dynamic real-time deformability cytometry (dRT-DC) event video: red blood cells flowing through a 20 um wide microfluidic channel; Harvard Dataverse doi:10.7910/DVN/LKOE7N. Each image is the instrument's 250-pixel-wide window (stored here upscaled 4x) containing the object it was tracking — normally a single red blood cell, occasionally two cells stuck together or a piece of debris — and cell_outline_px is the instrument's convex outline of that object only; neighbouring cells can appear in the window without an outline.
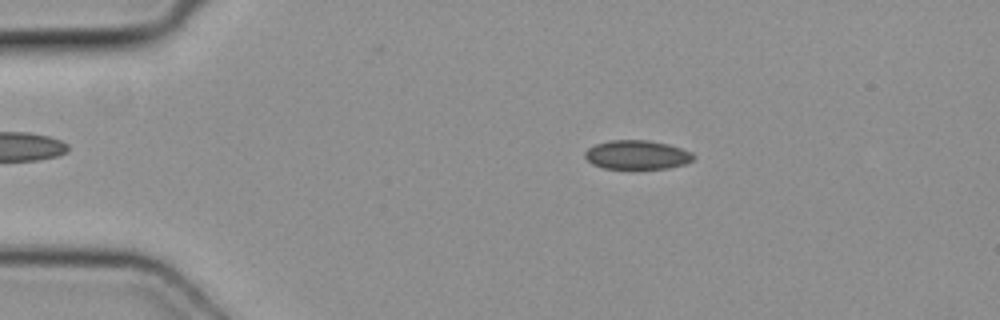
{"species": "common noctule bat (a hibernating species)", "species_latin": "Nyctalus noctula", "temperature_condition": "cold", "stored_images_in_passage": 47, "camera_frame_rate_fps": 3000, "um_per_image_px": 0.085, "animal": {"sex": "female", "body_mass_g": 19.3, "forearm_length_mm": 54.1}, "frame": {"image": 1, "passage_image": 7, "time_ms": 2.0, "image_size_px": [1000, 320], "cell_outline_px": [[696, 156], [692, 160], [684, 164], [668, 168], [604, 168], [592, 164], [584, 156], [584, 152], [588, 148], [596, 144], [612, 140], [648, 140], [668, 144], [692, 152]], "centroid_in_image_um": [54.15, 13.15], "position_along_channel_um": 30.9, "area_um2": 18.21}}
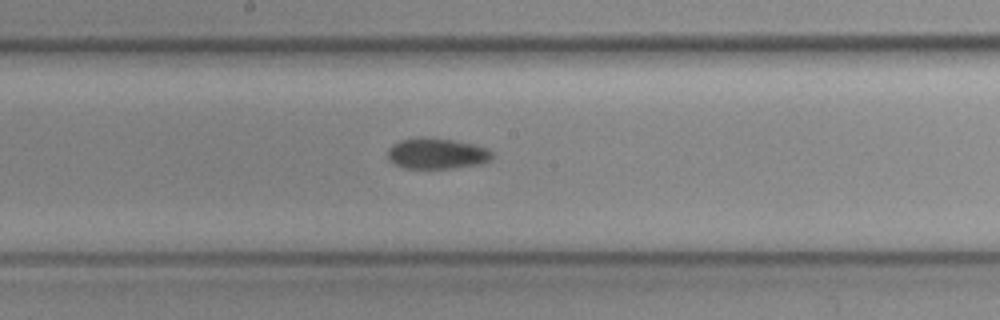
{"frame": {"image": 2, "passage_image": 24, "time_ms": 7.667, "image_size_px": [1000, 320], "cell_outline_px": [[492, 156], [484, 164], [452, 168], [404, 168], [396, 164], [388, 156], [388, 148], [392, 144], [400, 140], [452, 140], [472, 144], [484, 148], [492, 152]], "centroid_in_image_um": [37.15, 13.1], "position_along_channel_um": 211.0, "area_um2": 17.86}}
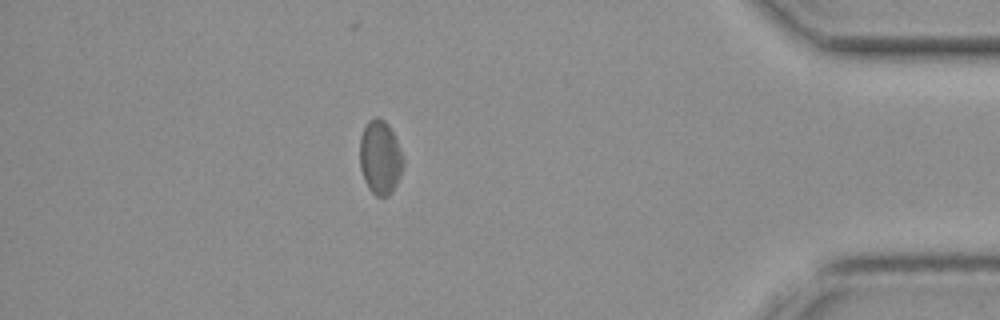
{"frame": {"image": 3, "passage_image": 41, "time_ms": 13.333, "image_size_px": [1000, 320], "cell_outline_px": [[404, 168], [392, 192], [388, 196], [376, 196], [368, 188], [364, 180], [360, 168], [360, 136], [368, 120], [376, 116], [384, 120], [388, 124], [400, 148], [404, 160]], "centroid_in_image_um": [32.31, 13.39], "position_along_channel_um": 402.9, "area_um2": 18.84}}